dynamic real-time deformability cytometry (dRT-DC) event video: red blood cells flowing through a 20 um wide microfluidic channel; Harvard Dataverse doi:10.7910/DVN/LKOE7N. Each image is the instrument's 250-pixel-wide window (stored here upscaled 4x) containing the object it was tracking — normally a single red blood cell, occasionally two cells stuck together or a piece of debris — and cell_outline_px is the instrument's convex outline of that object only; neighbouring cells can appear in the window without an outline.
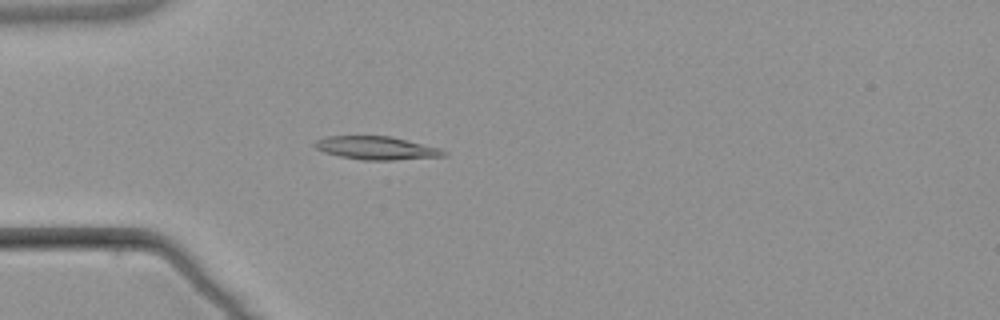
{"species": "common noctule bat (a hibernating species)", "species_latin": "Nyctalus noctula", "temperature_condition": "warm", "stored_images_in_passage": 4, "camera_frame_rate_fps": 3000, "um_per_image_px": 0.085, "animal": {"sex": "male", "body_mass_g": 21.5, "forearm_length_mm": 52.0}, "frame": {"image": 1, "passage_image": 4, "time_ms": 3.667, "image_size_px": [1000, 320], "cell_outline_px": [[448, 156], [392, 160], [364, 160], [340, 156], [324, 152], [316, 148], [312, 144], [316, 140], [324, 136], [392, 136], [440, 148], [448, 152]], "centroid_in_image_um": [32.02, 12.57], "position_along_channel_um": 53.0, "area_um2": 17.57}}